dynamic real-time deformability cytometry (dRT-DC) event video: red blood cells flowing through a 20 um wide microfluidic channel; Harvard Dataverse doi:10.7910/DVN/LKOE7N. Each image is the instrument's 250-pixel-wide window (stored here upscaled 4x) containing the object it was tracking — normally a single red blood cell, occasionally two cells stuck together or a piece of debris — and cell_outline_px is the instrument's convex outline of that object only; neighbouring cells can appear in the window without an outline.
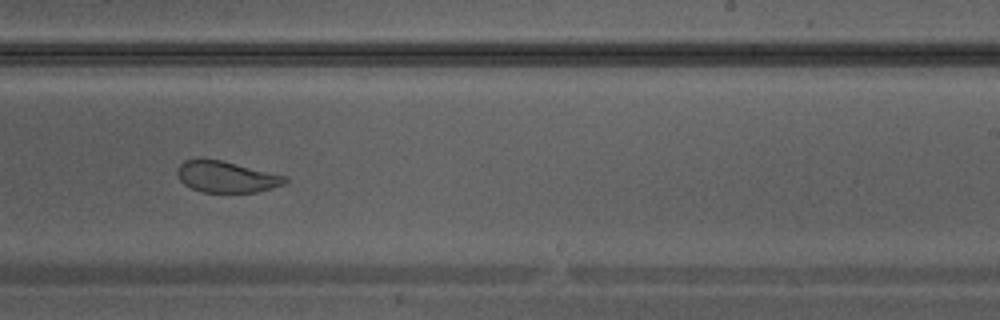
{"species": "Egyptian fruit bat (a non-hibernating species)", "species_latin": "Rousettus aegyptiacus", "temperature_condition": "warm", "stored_images_in_passage": 31, "camera_frame_rate_fps": 3000, "um_per_image_px": 0.085, "animal": {"sex": "male"}, "frame": {"image": 1, "passage_image": 18, "time_ms": 5.667, "image_size_px": [1000, 320], "cell_outline_px": [[288, 180], [284, 184], [256, 192], [204, 192], [192, 188], [184, 184], [180, 180], [176, 172], [176, 168], [184, 160], [200, 156], [220, 160], [288, 176]], "centroid_in_image_um": [19.19, 15.0], "position_along_channel_um": 269.8, "area_um2": 19.88}}